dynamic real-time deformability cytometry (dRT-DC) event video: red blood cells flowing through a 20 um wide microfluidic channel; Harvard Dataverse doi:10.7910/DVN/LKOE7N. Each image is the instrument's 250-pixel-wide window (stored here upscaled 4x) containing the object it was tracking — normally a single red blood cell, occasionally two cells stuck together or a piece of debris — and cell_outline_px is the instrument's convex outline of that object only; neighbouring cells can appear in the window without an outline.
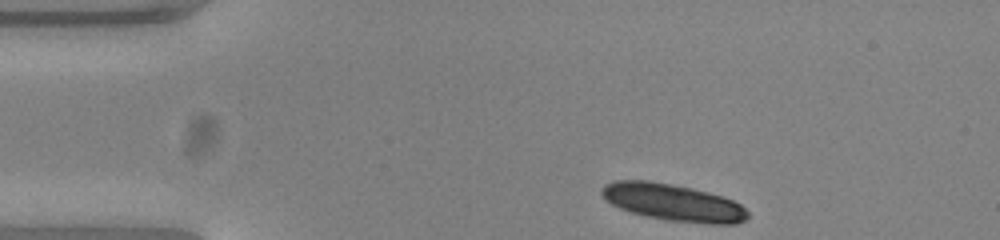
{"species": "common noctule bat (a hibernating species)", "species_latin": "Nyctalus noctula", "temperature_condition": "warm", "stored_images_in_passage": 41, "camera_frame_rate_fps": 3000, "um_per_image_px": 0.085, "animal": {"sex": "female", "body_mass_g": 23.0, "forearm_length_mm": 53.4}, "frame": {"image": 1, "passage_image": 1, "time_ms": 0.0, "image_size_px": [1000, 240], "cell_outline_px": [[748, 216], [744, 220], [736, 224], [712, 224], [668, 220], [648, 216], [632, 212], [620, 208], [612, 204], [600, 192], [600, 188], [604, 184], [616, 180], [648, 180], [692, 188], [708, 192], [732, 200], [740, 204], [748, 212]], "centroid_in_image_um": [57.2, 17.2], "position_along_channel_um": 27.8, "area_um2": 31.15}}
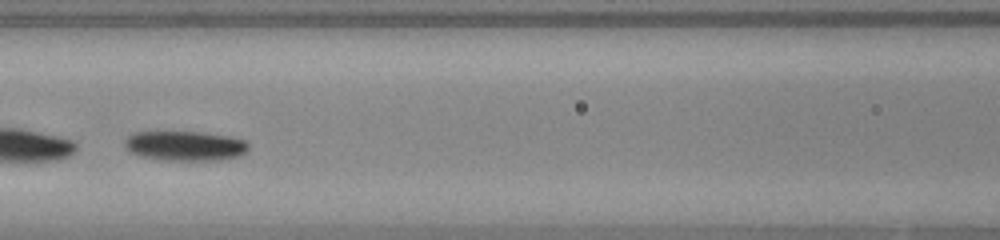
{"frame": {"image": 2, "passage_image": 16, "time_ms": 5.0, "image_size_px": [1000, 240], "cell_outline_px": [[248, 148], [240, 156], [220, 160], [168, 160], [140, 156], [128, 152], [124, 148], [124, 140], [132, 132], [196, 132], [224, 136], [244, 140], [248, 144]], "centroid_in_image_um": [15.65, 12.4], "position_along_channel_um": 150.9, "area_um2": 21.33}, "authors_computed_cell_mechanics": {"area_um2": 21.7328, "velocity_mm_per_s": 3.8044, "shape_relaxation_time_tau1_ms": 1.9769, "shape_relaxation_time_tau2_ms": 1.7928, "deformation_change_tau1": 0.1134, "deformation_change_tau2": 0.0791}}